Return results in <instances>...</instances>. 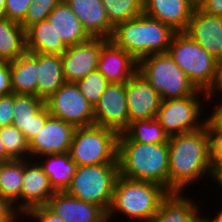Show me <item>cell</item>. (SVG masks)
Here are the masks:
<instances>
[{
	"label": "cell",
	"instance_id": "cell-1",
	"mask_svg": "<svg viewBox=\"0 0 222 222\" xmlns=\"http://www.w3.org/2000/svg\"><path fill=\"white\" fill-rule=\"evenodd\" d=\"M168 191L183 192L184 188L201 180L206 174L213 177L211 161L210 127L206 124L201 129L170 136Z\"/></svg>",
	"mask_w": 222,
	"mask_h": 222
},
{
	"label": "cell",
	"instance_id": "cell-2",
	"mask_svg": "<svg viewBox=\"0 0 222 222\" xmlns=\"http://www.w3.org/2000/svg\"><path fill=\"white\" fill-rule=\"evenodd\" d=\"M168 159V143L133 142L123 133H119L117 161L121 176L132 180L155 182L168 190Z\"/></svg>",
	"mask_w": 222,
	"mask_h": 222
},
{
	"label": "cell",
	"instance_id": "cell-3",
	"mask_svg": "<svg viewBox=\"0 0 222 222\" xmlns=\"http://www.w3.org/2000/svg\"><path fill=\"white\" fill-rule=\"evenodd\" d=\"M175 33L170 26L142 13L117 24L110 40L139 62L152 54L166 53Z\"/></svg>",
	"mask_w": 222,
	"mask_h": 222
},
{
	"label": "cell",
	"instance_id": "cell-4",
	"mask_svg": "<svg viewBox=\"0 0 222 222\" xmlns=\"http://www.w3.org/2000/svg\"><path fill=\"white\" fill-rule=\"evenodd\" d=\"M168 194L166 188L155 182L132 180L119 175L107 212V221L116 212H120L133 220L147 222L158 212L162 200Z\"/></svg>",
	"mask_w": 222,
	"mask_h": 222
},
{
	"label": "cell",
	"instance_id": "cell-5",
	"mask_svg": "<svg viewBox=\"0 0 222 222\" xmlns=\"http://www.w3.org/2000/svg\"><path fill=\"white\" fill-rule=\"evenodd\" d=\"M137 71L160 94L162 100L193 94H202L206 101L208 99V93L199 90L167 52L141 59Z\"/></svg>",
	"mask_w": 222,
	"mask_h": 222
},
{
	"label": "cell",
	"instance_id": "cell-6",
	"mask_svg": "<svg viewBox=\"0 0 222 222\" xmlns=\"http://www.w3.org/2000/svg\"><path fill=\"white\" fill-rule=\"evenodd\" d=\"M167 53L202 91L209 92L217 75V60L187 33L176 32Z\"/></svg>",
	"mask_w": 222,
	"mask_h": 222
},
{
	"label": "cell",
	"instance_id": "cell-7",
	"mask_svg": "<svg viewBox=\"0 0 222 222\" xmlns=\"http://www.w3.org/2000/svg\"><path fill=\"white\" fill-rule=\"evenodd\" d=\"M119 175L118 163L77 166L65 192L79 200L96 204L107 213Z\"/></svg>",
	"mask_w": 222,
	"mask_h": 222
},
{
	"label": "cell",
	"instance_id": "cell-8",
	"mask_svg": "<svg viewBox=\"0 0 222 222\" xmlns=\"http://www.w3.org/2000/svg\"><path fill=\"white\" fill-rule=\"evenodd\" d=\"M118 137L117 131L95 124L76 128L70 157L77 166L118 163Z\"/></svg>",
	"mask_w": 222,
	"mask_h": 222
},
{
	"label": "cell",
	"instance_id": "cell-9",
	"mask_svg": "<svg viewBox=\"0 0 222 222\" xmlns=\"http://www.w3.org/2000/svg\"><path fill=\"white\" fill-rule=\"evenodd\" d=\"M199 95L161 101L155 118L169 137L197 131L207 124V119H199L203 111Z\"/></svg>",
	"mask_w": 222,
	"mask_h": 222
},
{
	"label": "cell",
	"instance_id": "cell-10",
	"mask_svg": "<svg viewBox=\"0 0 222 222\" xmlns=\"http://www.w3.org/2000/svg\"><path fill=\"white\" fill-rule=\"evenodd\" d=\"M44 104L51 117L61 119L76 128L94 125V107L75 83L65 82Z\"/></svg>",
	"mask_w": 222,
	"mask_h": 222
},
{
	"label": "cell",
	"instance_id": "cell-11",
	"mask_svg": "<svg viewBox=\"0 0 222 222\" xmlns=\"http://www.w3.org/2000/svg\"><path fill=\"white\" fill-rule=\"evenodd\" d=\"M94 124L122 133L129 125L125 83H109L94 107Z\"/></svg>",
	"mask_w": 222,
	"mask_h": 222
},
{
	"label": "cell",
	"instance_id": "cell-12",
	"mask_svg": "<svg viewBox=\"0 0 222 222\" xmlns=\"http://www.w3.org/2000/svg\"><path fill=\"white\" fill-rule=\"evenodd\" d=\"M75 130V126L50 116L43 128L29 141L31 158L34 155L39 158L47 154L69 152Z\"/></svg>",
	"mask_w": 222,
	"mask_h": 222
},
{
	"label": "cell",
	"instance_id": "cell-13",
	"mask_svg": "<svg viewBox=\"0 0 222 222\" xmlns=\"http://www.w3.org/2000/svg\"><path fill=\"white\" fill-rule=\"evenodd\" d=\"M129 123L156 117L160 108V94L138 71L125 83Z\"/></svg>",
	"mask_w": 222,
	"mask_h": 222
},
{
	"label": "cell",
	"instance_id": "cell-14",
	"mask_svg": "<svg viewBox=\"0 0 222 222\" xmlns=\"http://www.w3.org/2000/svg\"><path fill=\"white\" fill-rule=\"evenodd\" d=\"M101 51V38H90L76 45L68 46L61 55L65 82L75 83L97 69Z\"/></svg>",
	"mask_w": 222,
	"mask_h": 222
},
{
	"label": "cell",
	"instance_id": "cell-15",
	"mask_svg": "<svg viewBox=\"0 0 222 222\" xmlns=\"http://www.w3.org/2000/svg\"><path fill=\"white\" fill-rule=\"evenodd\" d=\"M97 70L109 83H126L138 70V62L110 39L101 38Z\"/></svg>",
	"mask_w": 222,
	"mask_h": 222
},
{
	"label": "cell",
	"instance_id": "cell-16",
	"mask_svg": "<svg viewBox=\"0 0 222 222\" xmlns=\"http://www.w3.org/2000/svg\"><path fill=\"white\" fill-rule=\"evenodd\" d=\"M185 33L216 60L222 57V16L207 14L196 5Z\"/></svg>",
	"mask_w": 222,
	"mask_h": 222
},
{
	"label": "cell",
	"instance_id": "cell-17",
	"mask_svg": "<svg viewBox=\"0 0 222 222\" xmlns=\"http://www.w3.org/2000/svg\"><path fill=\"white\" fill-rule=\"evenodd\" d=\"M54 193L49 178L41 166L37 162L23 160L22 190L19 201L21 203L17 207L21 215L31 208L46 205Z\"/></svg>",
	"mask_w": 222,
	"mask_h": 222
},
{
	"label": "cell",
	"instance_id": "cell-18",
	"mask_svg": "<svg viewBox=\"0 0 222 222\" xmlns=\"http://www.w3.org/2000/svg\"><path fill=\"white\" fill-rule=\"evenodd\" d=\"M13 108L15 125L29 142L43 128L50 117L44 100L35 95L14 94Z\"/></svg>",
	"mask_w": 222,
	"mask_h": 222
},
{
	"label": "cell",
	"instance_id": "cell-19",
	"mask_svg": "<svg viewBox=\"0 0 222 222\" xmlns=\"http://www.w3.org/2000/svg\"><path fill=\"white\" fill-rule=\"evenodd\" d=\"M46 206L65 222H108L107 213L101 207L79 200L65 191L55 192Z\"/></svg>",
	"mask_w": 222,
	"mask_h": 222
},
{
	"label": "cell",
	"instance_id": "cell-20",
	"mask_svg": "<svg viewBox=\"0 0 222 222\" xmlns=\"http://www.w3.org/2000/svg\"><path fill=\"white\" fill-rule=\"evenodd\" d=\"M196 6V0H143V13L185 32Z\"/></svg>",
	"mask_w": 222,
	"mask_h": 222
},
{
	"label": "cell",
	"instance_id": "cell-21",
	"mask_svg": "<svg viewBox=\"0 0 222 222\" xmlns=\"http://www.w3.org/2000/svg\"><path fill=\"white\" fill-rule=\"evenodd\" d=\"M91 38L110 39L114 30L102 0H65Z\"/></svg>",
	"mask_w": 222,
	"mask_h": 222
},
{
	"label": "cell",
	"instance_id": "cell-22",
	"mask_svg": "<svg viewBox=\"0 0 222 222\" xmlns=\"http://www.w3.org/2000/svg\"><path fill=\"white\" fill-rule=\"evenodd\" d=\"M47 21L67 47L83 43L91 38L65 0L54 8L48 15Z\"/></svg>",
	"mask_w": 222,
	"mask_h": 222
},
{
	"label": "cell",
	"instance_id": "cell-23",
	"mask_svg": "<svg viewBox=\"0 0 222 222\" xmlns=\"http://www.w3.org/2000/svg\"><path fill=\"white\" fill-rule=\"evenodd\" d=\"M195 205L193 200L182 193L169 192L162 200L158 212L147 222H202L203 216L199 215Z\"/></svg>",
	"mask_w": 222,
	"mask_h": 222
},
{
	"label": "cell",
	"instance_id": "cell-24",
	"mask_svg": "<svg viewBox=\"0 0 222 222\" xmlns=\"http://www.w3.org/2000/svg\"><path fill=\"white\" fill-rule=\"evenodd\" d=\"M9 64L13 93L37 96L38 53L26 52Z\"/></svg>",
	"mask_w": 222,
	"mask_h": 222
},
{
	"label": "cell",
	"instance_id": "cell-25",
	"mask_svg": "<svg viewBox=\"0 0 222 222\" xmlns=\"http://www.w3.org/2000/svg\"><path fill=\"white\" fill-rule=\"evenodd\" d=\"M37 77V97L45 101L65 83L61 55L38 53Z\"/></svg>",
	"mask_w": 222,
	"mask_h": 222
},
{
	"label": "cell",
	"instance_id": "cell-26",
	"mask_svg": "<svg viewBox=\"0 0 222 222\" xmlns=\"http://www.w3.org/2000/svg\"><path fill=\"white\" fill-rule=\"evenodd\" d=\"M26 49L29 53L62 55L67 50V46L46 19L26 29Z\"/></svg>",
	"mask_w": 222,
	"mask_h": 222
},
{
	"label": "cell",
	"instance_id": "cell-27",
	"mask_svg": "<svg viewBox=\"0 0 222 222\" xmlns=\"http://www.w3.org/2000/svg\"><path fill=\"white\" fill-rule=\"evenodd\" d=\"M46 160L39 161L43 172L48 176L49 183L55 192L66 191L75 175L76 163L71 159L69 152L62 154H47L41 156ZM41 162V163H40Z\"/></svg>",
	"mask_w": 222,
	"mask_h": 222
},
{
	"label": "cell",
	"instance_id": "cell-28",
	"mask_svg": "<svg viewBox=\"0 0 222 222\" xmlns=\"http://www.w3.org/2000/svg\"><path fill=\"white\" fill-rule=\"evenodd\" d=\"M26 30L16 21L0 18V60H15L25 54Z\"/></svg>",
	"mask_w": 222,
	"mask_h": 222
},
{
	"label": "cell",
	"instance_id": "cell-29",
	"mask_svg": "<svg viewBox=\"0 0 222 222\" xmlns=\"http://www.w3.org/2000/svg\"><path fill=\"white\" fill-rule=\"evenodd\" d=\"M23 160H9L0 164V197L13 205L21 197ZM16 203V204H15Z\"/></svg>",
	"mask_w": 222,
	"mask_h": 222
},
{
	"label": "cell",
	"instance_id": "cell-30",
	"mask_svg": "<svg viewBox=\"0 0 222 222\" xmlns=\"http://www.w3.org/2000/svg\"><path fill=\"white\" fill-rule=\"evenodd\" d=\"M122 133L130 141L144 144H162L168 143L169 140V136L156 118L130 122Z\"/></svg>",
	"mask_w": 222,
	"mask_h": 222
},
{
	"label": "cell",
	"instance_id": "cell-31",
	"mask_svg": "<svg viewBox=\"0 0 222 222\" xmlns=\"http://www.w3.org/2000/svg\"><path fill=\"white\" fill-rule=\"evenodd\" d=\"M111 25L125 22L143 13V0H102Z\"/></svg>",
	"mask_w": 222,
	"mask_h": 222
},
{
	"label": "cell",
	"instance_id": "cell-32",
	"mask_svg": "<svg viewBox=\"0 0 222 222\" xmlns=\"http://www.w3.org/2000/svg\"><path fill=\"white\" fill-rule=\"evenodd\" d=\"M0 139L10 159L27 160L26 155L31 156L29 142L15 125L0 128Z\"/></svg>",
	"mask_w": 222,
	"mask_h": 222
},
{
	"label": "cell",
	"instance_id": "cell-33",
	"mask_svg": "<svg viewBox=\"0 0 222 222\" xmlns=\"http://www.w3.org/2000/svg\"><path fill=\"white\" fill-rule=\"evenodd\" d=\"M75 84L88 102L95 107L109 82L96 69L88 73L83 79L76 81Z\"/></svg>",
	"mask_w": 222,
	"mask_h": 222
},
{
	"label": "cell",
	"instance_id": "cell-34",
	"mask_svg": "<svg viewBox=\"0 0 222 222\" xmlns=\"http://www.w3.org/2000/svg\"><path fill=\"white\" fill-rule=\"evenodd\" d=\"M62 0H32L25 18L20 24L26 30L32 24L46 20L48 15Z\"/></svg>",
	"mask_w": 222,
	"mask_h": 222
},
{
	"label": "cell",
	"instance_id": "cell-35",
	"mask_svg": "<svg viewBox=\"0 0 222 222\" xmlns=\"http://www.w3.org/2000/svg\"><path fill=\"white\" fill-rule=\"evenodd\" d=\"M5 18L21 22L27 13L32 0H5Z\"/></svg>",
	"mask_w": 222,
	"mask_h": 222
},
{
	"label": "cell",
	"instance_id": "cell-36",
	"mask_svg": "<svg viewBox=\"0 0 222 222\" xmlns=\"http://www.w3.org/2000/svg\"><path fill=\"white\" fill-rule=\"evenodd\" d=\"M13 93L0 95V128L13 124Z\"/></svg>",
	"mask_w": 222,
	"mask_h": 222
},
{
	"label": "cell",
	"instance_id": "cell-37",
	"mask_svg": "<svg viewBox=\"0 0 222 222\" xmlns=\"http://www.w3.org/2000/svg\"><path fill=\"white\" fill-rule=\"evenodd\" d=\"M38 222H65L64 219L53 213L46 205L31 208L22 213Z\"/></svg>",
	"mask_w": 222,
	"mask_h": 222
},
{
	"label": "cell",
	"instance_id": "cell-38",
	"mask_svg": "<svg viewBox=\"0 0 222 222\" xmlns=\"http://www.w3.org/2000/svg\"><path fill=\"white\" fill-rule=\"evenodd\" d=\"M210 140L213 169H222V134H217L210 128Z\"/></svg>",
	"mask_w": 222,
	"mask_h": 222
},
{
	"label": "cell",
	"instance_id": "cell-39",
	"mask_svg": "<svg viewBox=\"0 0 222 222\" xmlns=\"http://www.w3.org/2000/svg\"><path fill=\"white\" fill-rule=\"evenodd\" d=\"M18 206H14L11 202L0 197V222H16L20 212ZM16 208V209H15Z\"/></svg>",
	"mask_w": 222,
	"mask_h": 222
},
{
	"label": "cell",
	"instance_id": "cell-40",
	"mask_svg": "<svg viewBox=\"0 0 222 222\" xmlns=\"http://www.w3.org/2000/svg\"><path fill=\"white\" fill-rule=\"evenodd\" d=\"M10 79V64L4 60H0V95L12 94Z\"/></svg>",
	"mask_w": 222,
	"mask_h": 222
},
{
	"label": "cell",
	"instance_id": "cell-41",
	"mask_svg": "<svg viewBox=\"0 0 222 222\" xmlns=\"http://www.w3.org/2000/svg\"><path fill=\"white\" fill-rule=\"evenodd\" d=\"M196 5L207 14L222 16V0H197Z\"/></svg>",
	"mask_w": 222,
	"mask_h": 222
},
{
	"label": "cell",
	"instance_id": "cell-42",
	"mask_svg": "<svg viewBox=\"0 0 222 222\" xmlns=\"http://www.w3.org/2000/svg\"><path fill=\"white\" fill-rule=\"evenodd\" d=\"M220 101L209 118L207 116V124L217 134H222V100Z\"/></svg>",
	"mask_w": 222,
	"mask_h": 222
},
{
	"label": "cell",
	"instance_id": "cell-43",
	"mask_svg": "<svg viewBox=\"0 0 222 222\" xmlns=\"http://www.w3.org/2000/svg\"><path fill=\"white\" fill-rule=\"evenodd\" d=\"M216 92H220L222 94V57L217 60V75L213 88L208 92L207 100L210 101V99L215 95Z\"/></svg>",
	"mask_w": 222,
	"mask_h": 222
},
{
	"label": "cell",
	"instance_id": "cell-44",
	"mask_svg": "<svg viewBox=\"0 0 222 222\" xmlns=\"http://www.w3.org/2000/svg\"><path fill=\"white\" fill-rule=\"evenodd\" d=\"M9 160L11 159L7 156L4 145L0 139V164Z\"/></svg>",
	"mask_w": 222,
	"mask_h": 222
},
{
	"label": "cell",
	"instance_id": "cell-45",
	"mask_svg": "<svg viewBox=\"0 0 222 222\" xmlns=\"http://www.w3.org/2000/svg\"><path fill=\"white\" fill-rule=\"evenodd\" d=\"M213 181L218 182L217 184H219L222 188V169H213ZM215 179V180H214Z\"/></svg>",
	"mask_w": 222,
	"mask_h": 222
},
{
	"label": "cell",
	"instance_id": "cell-46",
	"mask_svg": "<svg viewBox=\"0 0 222 222\" xmlns=\"http://www.w3.org/2000/svg\"><path fill=\"white\" fill-rule=\"evenodd\" d=\"M202 222H222V208H221V211L218 212L217 216H214V218H212L210 220V218L208 219V217L204 218L203 216V220Z\"/></svg>",
	"mask_w": 222,
	"mask_h": 222
},
{
	"label": "cell",
	"instance_id": "cell-47",
	"mask_svg": "<svg viewBox=\"0 0 222 222\" xmlns=\"http://www.w3.org/2000/svg\"><path fill=\"white\" fill-rule=\"evenodd\" d=\"M5 0H0V18H5Z\"/></svg>",
	"mask_w": 222,
	"mask_h": 222
}]
</instances>
